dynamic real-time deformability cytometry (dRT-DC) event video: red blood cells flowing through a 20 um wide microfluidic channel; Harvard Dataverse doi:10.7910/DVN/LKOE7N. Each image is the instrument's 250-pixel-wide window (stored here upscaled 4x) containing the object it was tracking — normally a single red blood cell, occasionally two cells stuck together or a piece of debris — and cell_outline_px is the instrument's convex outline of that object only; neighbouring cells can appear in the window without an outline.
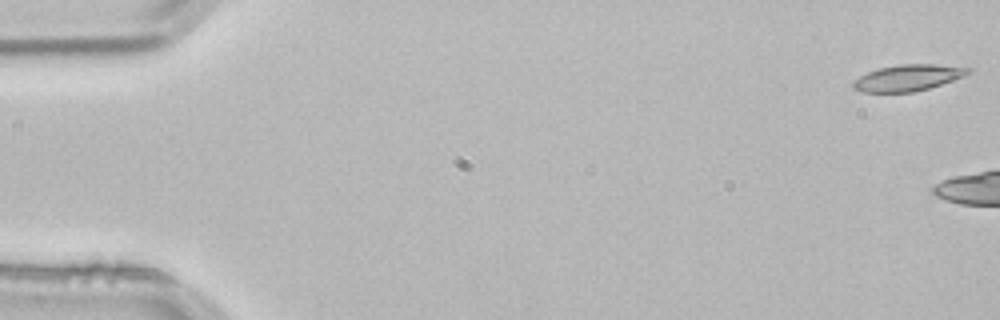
{"species": "common noctule bat (a hibernating species)", "species_latin": "Nyctalus noctula", "temperature_condition": "room temperature", "stored_images_in_passage": 4, "camera_frame_rate_fps": 3000, "um_per_image_px": 0.085, "animal": {"sex": "male", "body_mass_g": 21.5, "forearm_length_mm": 52.0}, "frame": {"image": 1, "passage_image": 1, "time_ms": 0.0, "image_size_px": [1000, 320], "cell_outline_px": [[972, 72], [964, 76], [928, 88], [912, 92], [860, 92], [852, 88], [852, 84], [860, 76], [868, 72], [880, 68], [900, 64], [936, 64], [972, 68]], "centroid_in_image_um": [77.18, 6.61], "position_along_channel_um": 7.8, "area_um2": 17.46}}